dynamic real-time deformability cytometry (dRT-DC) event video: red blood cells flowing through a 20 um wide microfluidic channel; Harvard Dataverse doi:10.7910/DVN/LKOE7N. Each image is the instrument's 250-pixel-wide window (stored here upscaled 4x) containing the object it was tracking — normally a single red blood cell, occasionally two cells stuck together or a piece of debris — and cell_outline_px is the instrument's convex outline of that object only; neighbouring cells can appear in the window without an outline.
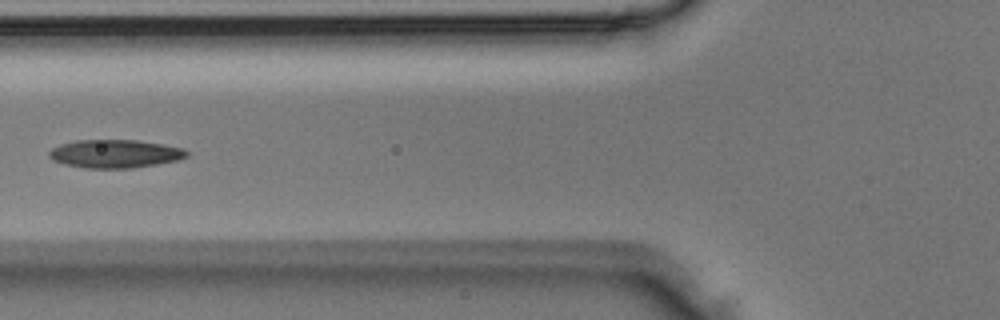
{"species": "Egyptian fruit bat (a non-hibernating species)", "species_latin": "Rousettus aegyptiacus", "temperature_condition": "room temperature", "stored_images_in_passage": 5, "camera_frame_rate_fps": 3000, "um_per_image_px": 0.085, "animal": {"sex": "male"}, "frame": {"image": 1, "passage_image": 5, "time_ms": 1.333, "image_size_px": [1000, 320], "cell_outline_px": [[188, 156], [176, 160], [156, 164], [132, 168], [84, 168], [64, 164], [52, 160], [48, 156], [48, 152], [52, 148], [60, 144], [76, 140], [136, 140], [164, 144], [184, 148], [188, 152]], "centroid_in_image_um": [9.75, 13.06], "position_along_channel_um": 116.0, "area_um2": 22.72}}